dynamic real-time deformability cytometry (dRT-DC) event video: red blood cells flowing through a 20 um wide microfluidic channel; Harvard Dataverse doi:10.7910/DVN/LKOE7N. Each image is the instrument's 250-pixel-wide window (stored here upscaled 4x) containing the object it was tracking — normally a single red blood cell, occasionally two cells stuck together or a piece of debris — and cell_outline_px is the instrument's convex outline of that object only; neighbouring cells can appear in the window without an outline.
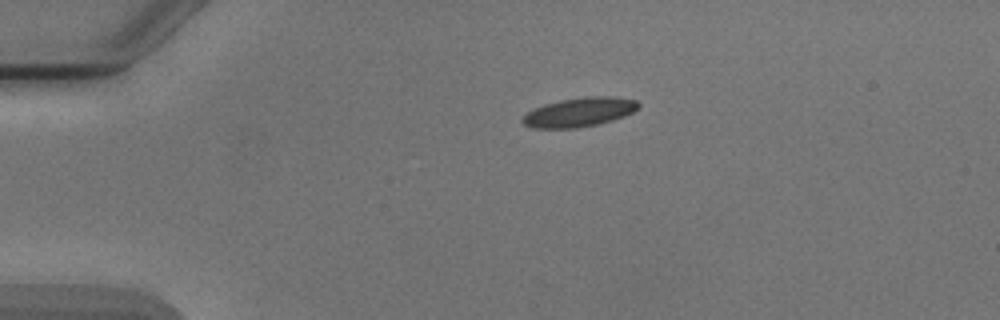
{"species": "Egyptian fruit bat (a non-hibernating species)", "species_latin": "Rousettus aegyptiacus", "temperature_condition": "cold", "stored_images_in_passage": 4, "camera_frame_rate_fps": 3000, "um_per_image_px": 0.085, "animal": {"sex": "male"}, "frame": {"image": 1, "passage_image": 1, "time_ms": 0.0, "image_size_px": [1000, 320], "cell_outline_px": [[640, 108], [624, 116], [600, 124], [576, 128], [532, 128], [524, 124], [520, 120], [528, 112], [544, 104], [560, 100], [588, 96], [608, 96], [636, 100], [640, 104]], "centroid_in_image_um": [49.26, 9.54], "position_along_channel_um": 35.7, "area_um2": 19.65}}
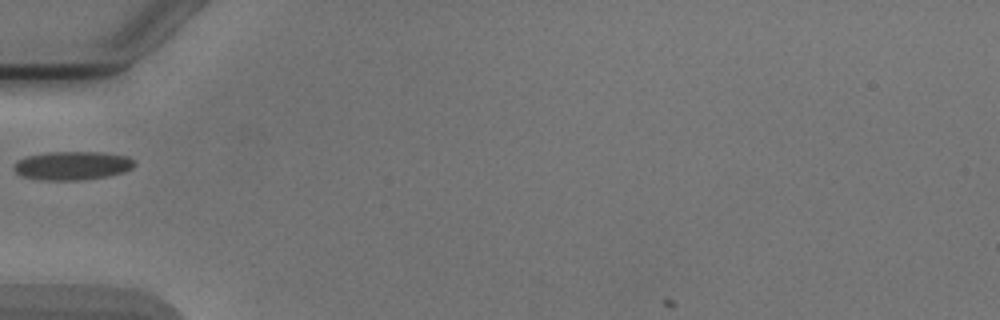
{"frame": {"image": 2, "passage_image": 3, "time_ms": 2.333, "image_size_px": [1000, 320], "cell_outline_px": [[136, 164], [132, 168], [124, 172], [108, 176], [80, 180], [40, 180], [20, 176], [12, 168], [16, 160], [28, 156], [48, 152], [104, 152], [128, 156]], "centroid_in_image_um": [6.13, 14.08], "position_along_channel_um": 78.9, "area_um2": 20.29}}
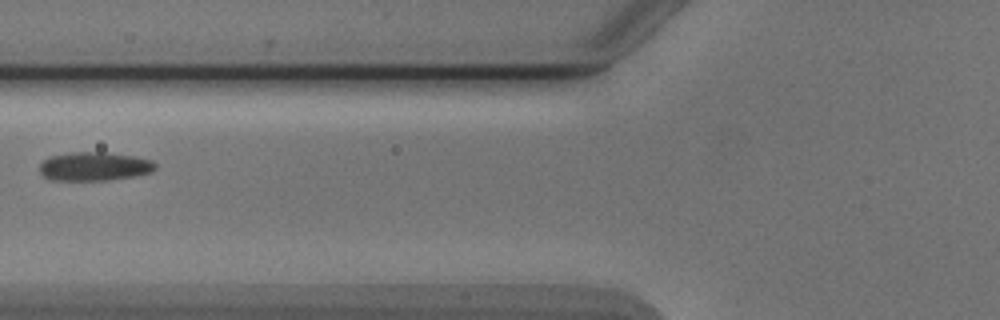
{"frame": {"image": 3, "passage_image": 4, "time_ms": 3.333, "image_size_px": [1000, 320], "cell_outline_px": [[156, 168], [152, 172], [136, 176], [108, 180], [52, 180], [44, 176], [40, 172], [40, 164], [48, 156], [72, 152], [104, 152], [136, 156], [152, 160], [156, 164]], "centroid_in_image_um": [8.04, 14.14], "position_along_channel_um": 117.8, "area_um2": 19.54}}